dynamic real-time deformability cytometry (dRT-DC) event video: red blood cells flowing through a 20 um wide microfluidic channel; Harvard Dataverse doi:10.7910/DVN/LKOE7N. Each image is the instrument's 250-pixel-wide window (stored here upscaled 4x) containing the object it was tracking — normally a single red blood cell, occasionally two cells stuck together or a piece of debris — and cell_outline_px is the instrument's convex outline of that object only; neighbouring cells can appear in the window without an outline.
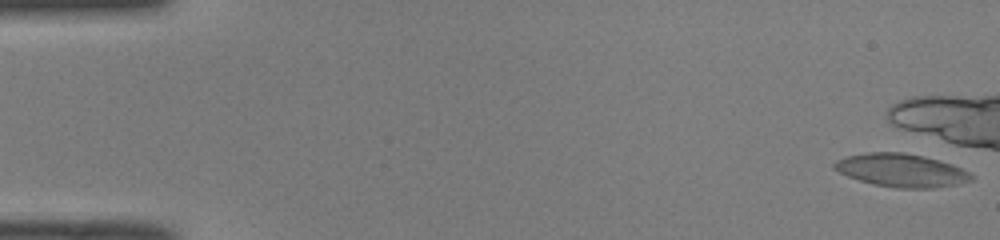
{"species": "common noctule bat (a hibernating species)", "species_latin": "Nyctalus noctula", "temperature_condition": "room temperature", "stored_images_in_passage": 6, "camera_frame_rate_fps": 3000, "um_per_image_px": 0.085, "animal": {"sex": "male", "body_mass_g": 19.0, "forearm_length_mm": 50.8}, "frame": {"image": 1, "passage_image": 1, "time_ms": 0.0, "image_size_px": [1000, 240], "cell_outline_px": [[972, 180], [956, 184], [932, 188], [896, 188], [872, 184], [848, 176], [832, 168], [832, 164], [836, 160], [848, 156], [868, 152], [904, 152], [924, 156], [952, 164], [968, 172], [972, 176]], "centroid_in_image_um": [76.58, 14.47], "position_along_channel_um": 8.4, "area_um2": 26.3}}